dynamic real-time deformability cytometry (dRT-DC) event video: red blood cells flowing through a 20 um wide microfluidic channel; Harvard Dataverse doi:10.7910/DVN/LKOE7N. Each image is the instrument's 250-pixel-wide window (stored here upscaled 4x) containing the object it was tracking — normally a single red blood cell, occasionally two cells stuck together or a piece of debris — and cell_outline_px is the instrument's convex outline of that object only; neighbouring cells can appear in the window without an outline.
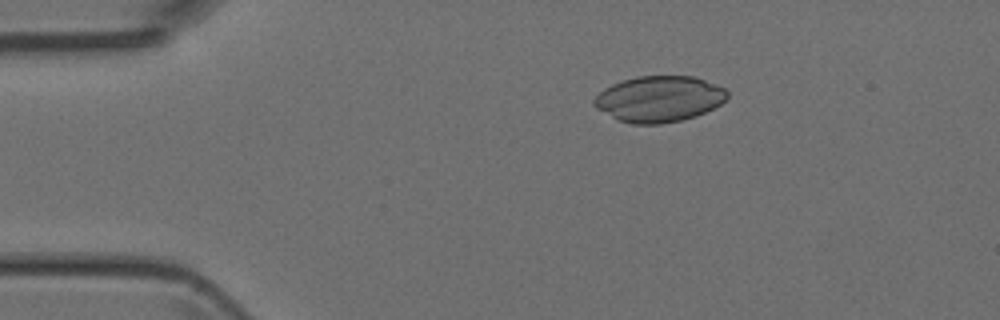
{"species": "Egyptian fruit bat (a non-hibernating species)", "species_latin": "Rousettus aegyptiacus", "temperature_condition": "room temperature", "stored_images_in_passage": 35, "camera_frame_rate_fps": 3000, "um_per_image_px": 0.085, "animal": {"sex": "female"}, "frame": {"image": 1, "passage_image": 2, "time_ms": 0.333, "image_size_px": [1000, 320], "cell_outline_px": [[728, 96], [720, 104], [696, 116], [680, 120], [660, 124], [632, 124], [616, 120], [596, 108], [592, 104], [592, 100], [604, 88], [612, 84], [636, 76], [692, 76], [704, 80], [724, 88], [728, 92]], "centroid_in_image_um": [55.98, 8.42], "position_along_channel_um": 29.0, "area_um2": 35.6}}
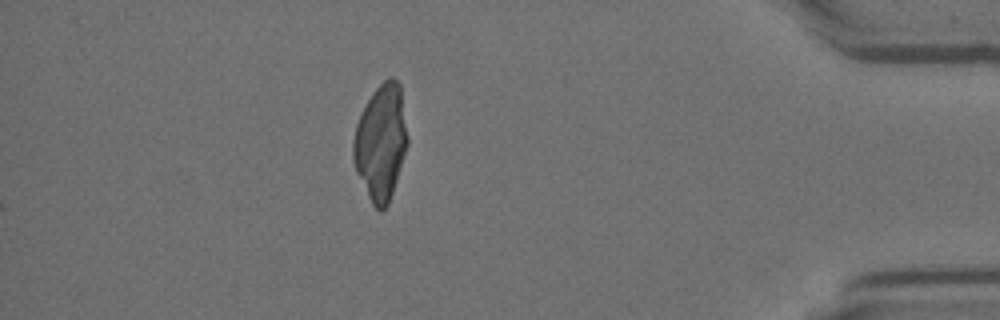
{"frame": {"image": 2, "passage_image": 35, "time_ms": 11.333, "image_size_px": [1000, 320], "cell_outline_px": [[408, 144], [388, 204], [380, 212], [372, 204], [356, 172], [352, 160], [352, 144], [356, 124], [368, 100], [376, 88], [388, 76], [392, 76], [400, 84], [408, 136]], "centroid_in_image_um": [32.37, 12.09], "position_along_channel_um": 402.8, "area_um2": 36.41}}